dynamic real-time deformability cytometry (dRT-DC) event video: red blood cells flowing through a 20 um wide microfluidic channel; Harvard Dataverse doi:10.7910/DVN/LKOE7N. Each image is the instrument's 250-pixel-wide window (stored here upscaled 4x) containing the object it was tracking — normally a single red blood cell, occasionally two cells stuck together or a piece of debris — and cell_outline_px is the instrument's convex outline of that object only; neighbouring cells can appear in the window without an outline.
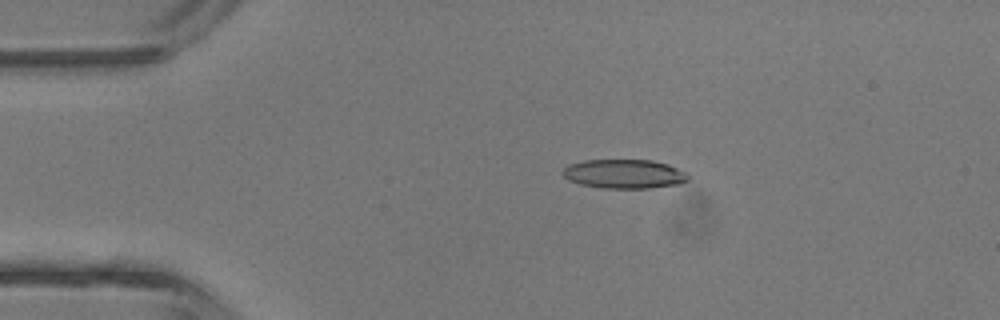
{"species": "common noctule bat (a hibernating species)", "species_latin": "Nyctalus noctula", "temperature_condition": "room temperature", "stored_images_in_passage": 4, "camera_frame_rate_fps": 3000, "um_per_image_px": 0.085, "animal": {"sex": "male", "body_mass_g": 13.3}, "frame": {"image": 1, "passage_image": 3, "time_ms": 2.333, "image_size_px": [1000, 320], "cell_outline_px": [[688, 180], [680, 184], [652, 188], [600, 188], [580, 184], [568, 180], [560, 172], [568, 164], [584, 160], [652, 160], [668, 164], [684, 172], [688, 176]], "centroid_in_image_um": [53.02, 14.78], "position_along_channel_um": 32.0, "area_um2": 21.39}}
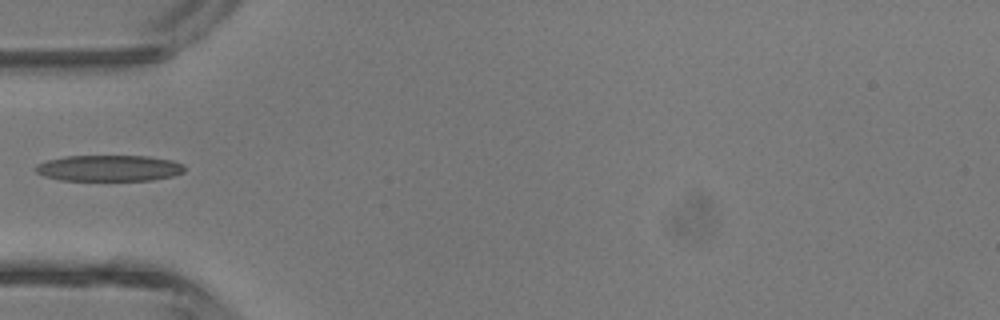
{"frame": {"image": 2, "passage_image": 4, "time_ms": 4.333, "image_size_px": [1000, 320], "cell_outline_px": [[184, 172], [172, 176], [152, 180], [60, 180], [44, 176], [36, 172], [36, 164], [48, 160], [64, 156], [148, 156], [172, 160], [184, 164]], "centroid_in_image_um": [9.28, 14.29], "position_along_channel_um": 75.7, "area_um2": 22.66}}